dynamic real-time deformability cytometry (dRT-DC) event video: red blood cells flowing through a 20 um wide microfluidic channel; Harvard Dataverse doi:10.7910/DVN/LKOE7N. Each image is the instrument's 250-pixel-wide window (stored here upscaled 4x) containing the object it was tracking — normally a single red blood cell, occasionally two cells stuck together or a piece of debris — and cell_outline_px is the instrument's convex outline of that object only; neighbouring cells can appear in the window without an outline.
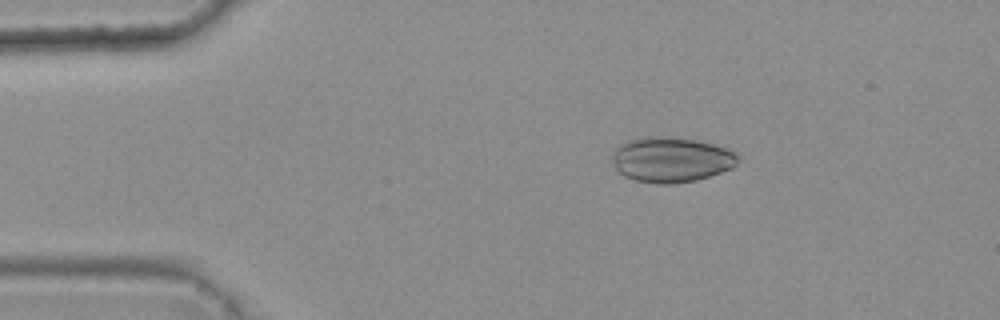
{"species": "common noctule bat (a hibernating species)", "species_latin": "Nyctalus noctula", "temperature_condition": "warm", "stored_images_in_passage": 6, "camera_frame_rate_fps": 3000, "um_per_image_px": 0.085, "animal": {"sex": "female", "body_mass_g": 25.1}, "frame": {"image": 1, "passage_image": 3, "time_ms": 0.667, "image_size_px": [1000, 320], "cell_outline_px": [[740, 160], [732, 168], [696, 180], [676, 184], [656, 184], [636, 180], [624, 176], [616, 168], [612, 160], [612, 152], [616, 148], [628, 140], [660, 136], [696, 140], [716, 144], [736, 152], [740, 156]], "centroid_in_image_um": [57.09, 13.58], "position_along_channel_um": 27.9, "area_um2": 33.06}}
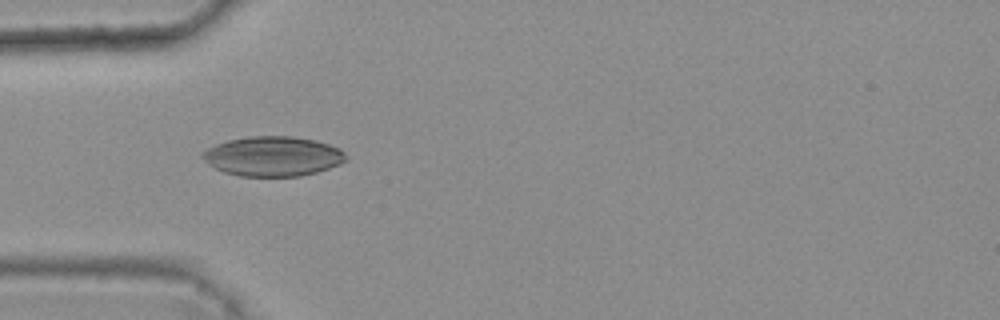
{"frame": {"image": 2, "passage_image": 5, "time_ms": 1.333, "image_size_px": [1000, 320], "cell_outline_px": [[348, 160], [340, 164], [316, 172], [300, 176], [240, 176], [224, 172], [208, 164], [200, 156], [200, 152], [216, 144], [228, 140], [248, 136], [292, 136], [316, 140], [340, 148], [348, 156]], "centroid_in_image_um": [23.2, 13.28], "position_along_channel_um": 61.8, "area_um2": 33.41}}
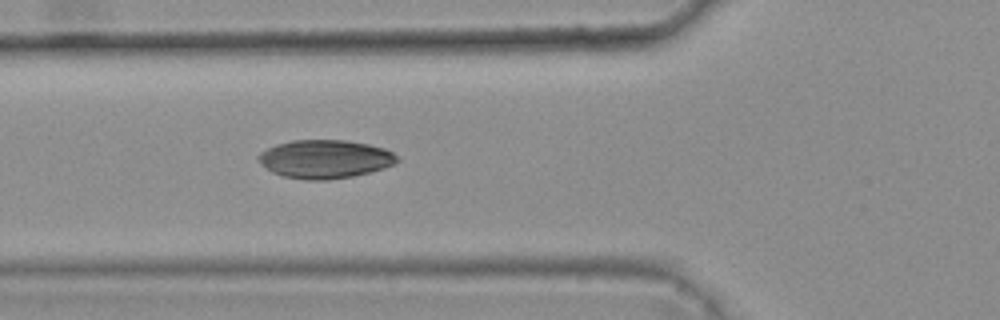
{"frame": {"image": 3, "passage_image": 6, "time_ms": 1.667, "image_size_px": [1000, 320], "cell_outline_px": [[400, 160], [384, 168], [352, 176], [328, 180], [304, 180], [284, 176], [272, 172], [256, 156], [260, 152], [276, 144], [292, 140], [348, 140], [368, 144], [384, 148], [392, 152]], "centroid_in_image_um": [27.63, 13.51], "position_along_channel_um": 98.2, "area_um2": 30.87}}